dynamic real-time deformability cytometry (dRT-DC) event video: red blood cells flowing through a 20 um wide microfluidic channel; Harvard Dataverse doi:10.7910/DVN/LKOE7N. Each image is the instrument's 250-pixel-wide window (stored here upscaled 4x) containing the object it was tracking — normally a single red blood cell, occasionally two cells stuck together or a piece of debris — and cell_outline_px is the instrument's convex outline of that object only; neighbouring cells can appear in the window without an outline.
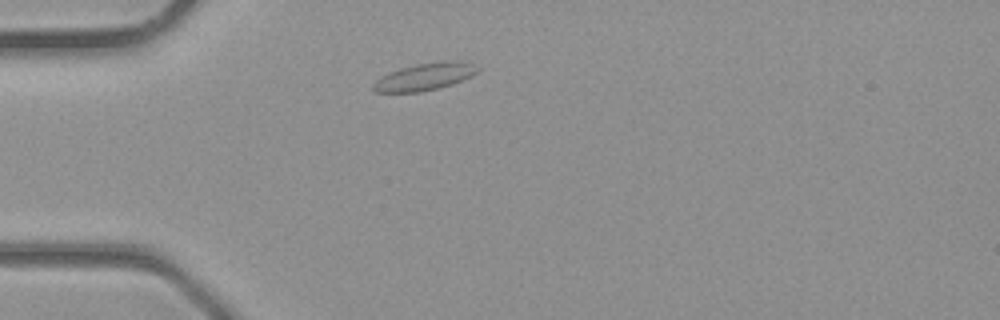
{"species": "common noctule bat (a hibernating species)", "species_latin": "Nyctalus noctula", "temperature_condition": "room temperature", "stored_images_in_passage": 26, "camera_frame_rate_fps": 3000, "um_per_image_px": 0.085, "animal": {"sex": "male", "body_mass_g": 23.1, "forearm_length_mm": 52.7}, "frame": {"image": 1, "passage_image": 1, "time_ms": 0.0, "image_size_px": [1000, 320], "cell_outline_px": [[480, 72], [452, 84], [440, 88], [420, 92], [376, 92], [372, 88], [372, 84], [380, 76], [388, 72], [400, 68], [416, 64], [444, 60], [460, 60], [472, 64], [480, 68]], "centroid_in_image_um": [36.11, 6.51], "position_along_channel_um": 48.9, "area_um2": 16.82}}
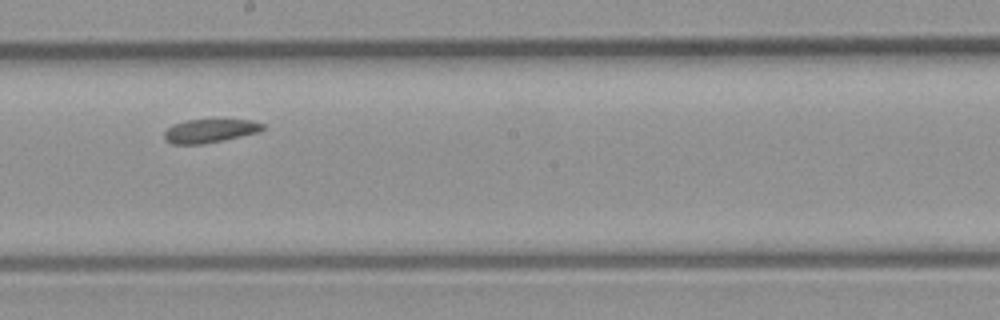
{"frame": {"image": 2, "passage_image": 12, "time_ms": 3.667, "image_size_px": [1000, 320], "cell_outline_px": [[264, 128], [260, 132], [224, 140], [204, 144], [172, 144], [164, 140], [164, 132], [172, 124], [184, 120], [252, 120], [264, 124]], "centroid_in_image_um": [17.82, 11.13], "position_along_channel_um": 230.4, "area_um2": 13.64}}
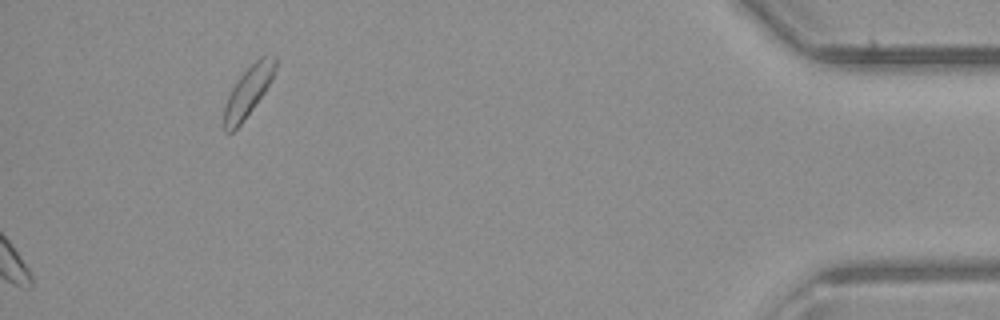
{"frame": {"image": 3, "passage_image": 26, "time_ms": 8.333, "image_size_px": [1000, 320], "cell_outline_px": [[276, 68], [272, 80], [264, 92], [240, 124], [232, 132], [228, 132], [224, 128], [224, 108], [228, 96], [232, 88], [240, 76], [260, 56], [276, 56]], "centroid_in_image_um": [21.11, 7.74], "position_along_channel_um": 414.1, "area_um2": 14.45}}